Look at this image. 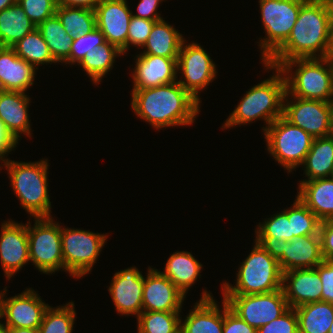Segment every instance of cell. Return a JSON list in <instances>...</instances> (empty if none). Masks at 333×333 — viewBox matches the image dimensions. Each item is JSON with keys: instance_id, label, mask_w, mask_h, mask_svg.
Returning <instances> with one entry per match:
<instances>
[{"instance_id": "cell-5", "label": "cell", "mask_w": 333, "mask_h": 333, "mask_svg": "<svg viewBox=\"0 0 333 333\" xmlns=\"http://www.w3.org/2000/svg\"><path fill=\"white\" fill-rule=\"evenodd\" d=\"M2 166L6 167L11 187L25 211L34 218L51 217L47 159L37 162L8 159Z\"/></svg>"}, {"instance_id": "cell-39", "label": "cell", "mask_w": 333, "mask_h": 333, "mask_svg": "<svg viewBox=\"0 0 333 333\" xmlns=\"http://www.w3.org/2000/svg\"><path fill=\"white\" fill-rule=\"evenodd\" d=\"M104 43H106L105 36L96 27L85 35L73 39L69 58L64 63L71 65L75 63L79 64L87 52L96 49V46Z\"/></svg>"}, {"instance_id": "cell-49", "label": "cell", "mask_w": 333, "mask_h": 333, "mask_svg": "<svg viewBox=\"0 0 333 333\" xmlns=\"http://www.w3.org/2000/svg\"><path fill=\"white\" fill-rule=\"evenodd\" d=\"M8 333H40V332L38 329L8 327Z\"/></svg>"}, {"instance_id": "cell-55", "label": "cell", "mask_w": 333, "mask_h": 333, "mask_svg": "<svg viewBox=\"0 0 333 333\" xmlns=\"http://www.w3.org/2000/svg\"><path fill=\"white\" fill-rule=\"evenodd\" d=\"M329 5L333 8V0H329Z\"/></svg>"}, {"instance_id": "cell-4", "label": "cell", "mask_w": 333, "mask_h": 333, "mask_svg": "<svg viewBox=\"0 0 333 333\" xmlns=\"http://www.w3.org/2000/svg\"><path fill=\"white\" fill-rule=\"evenodd\" d=\"M236 284L228 282L222 285V295H254L282 289L283 272L273 248L255 245L241 263Z\"/></svg>"}, {"instance_id": "cell-20", "label": "cell", "mask_w": 333, "mask_h": 333, "mask_svg": "<svg viewBox=\"0 0 333 333\" xmlns=\"http://www.w3.org/2000/svg\"><path fill=\"white\" fill-rule=\"evenodd\" d=\"M178 58L138 54L133 69V89L153 88L177 81Z\"/></svg>"}, {"instance_id": "cell-2", "label": "cell", "mask_w": 333, "mask_h": 333, "mask_svg": "<svg viewBox=\"0 0 333 333\" xmlns=\"http://www.w3.org/2000/svg\"><path fill=\"white\" fill-rule=\"evenodd\" d=\"M131 106L135 114L156 130L194 123L200 102L178 80L162 86L132 89Z\"/></svg>"}, {"instance_id": "cell-41", "label": "cell", "mask_w": 333, "mask_h": 333, "mask_svg": "<svg viewBox=\"0 0 333 333\" xmlns=\"http://www.w3.org/2000/svg\"><path fill=\"white\" fill-rule=\"evenodd\" d=\"M257 333H299L298 316L294 308L257 329Z\"/></svg>"}, {"instance_id": "cell-37", "label": "cell", "mask_w": 333, "mask_h": 333, "mask_svg": "<svg viewBox=\"0 0 333 333\" xmlns=\"http://www.w3.org/2000/svg\"><path fill=\"white\" fill-rule=\"evenodd\" d=\"M73 302L64 306L51 307L45 311L42 323L38 330L40 333H72L76 317Z\"/></svg>"}, {"instance_id": "cell-53", "label": "cell", "mask_w": 333, "mask_h": 333, "mask_svg": "<svg viewBox=\"0 0 333 333\" xmlns=\"http://www.w3.org/2000/svg\"><path fill=\"white\" fill-rule=\"evenodd\" d=\"M0 333H8V326L0 322Z\"/></svg>"}, {"instance_id": "cell-28", "label": "cell", "mask_w": 333, "mask_h": 333, "mask_svg": "<svg viewBox=\"0 0 333 333\" xmlns=\"http://www.w3.org/2000/svg\"><path fill=\"white\" fill-rule=\"evenodd\" d=\"M37 26L19 3L0 11V47H12Z\"/></svg>"}, {"instance_id": "cell-21", "label": "cell", "mask_w": 333, "mask_h": 333, "mask_svg": "<svg viewBox=\"0 0 333 333\" xmlns=\"http://www.w3.org/2000/svg\"><path fill=\"white\" fill-rule=\"evenodd\" d=\"M282 290L290 308L322 301L323 285L316 268L284 272Z\"/></svg>"}, {"instance_id": "cell-46", "label": "cell", "mask_w": 333, "mask_h": 333, "mask_svg": "<svg viewBox=\"0 0 333 333\" xmlns=\"http://www.w3.org/2000/svg\"><path fill=\"white\" fill-rule=\"evenodd\" d=\"M163 0H140V2L137 5V14L132 15L134 17H140L143 19H147L150 21H159L163 18L160 16L159 13H157V8L159 6V3H161Z\"/></svg>"}, {"instance_id": "cell-14", "label": "cell", "mask_w": 333, "mask_h": 333, "mask_svg": "<svg viewBox=\"0 0 333 333\" xmlns=\"http://www.w3.org/2000/svg\"><path fill=\"white\" fill-rule=\"evenodd\" d=\"M6 288L1 291L0 319L5 318L4 324L11 328L38 329L49 305L31 288L6 299Z\"/></svg>"}, {"instance_id": "cell-45", "label": "cell", "mask_w": 333, "mask_h": 333, "mask_svg": "<svg viewBox=\"0 0 333 333\" xmlns=\"http://www.w3.org/2000/svg\"><path fill=\"white\" fill-rule=\"evenodd\" d=\"M319 236L324 260H333V222L331 220L320 223Z\"/></svg>"}, {"instance_id": "cell-48", "label": "cell", "mask_w": 333, "mask_h": 333, "mask_svg": "<svg viewBox=\"0 0 333 333\" xmlns=\"http://www.w3.org/2000/svg\"><path fill=\"white\" fill-rule=\"evenodd\" d=\"M101 0H55L57 7H77L94 10Z\"/></svg>"}, {"instance_id": "cell-25", "label": "cell", "mask_w": 333, "mask_h": 333, "mask_svg": "<svg viewBox=\"0 0 333 333\" xmlns=\"http://www.w3.org/2000/svg\"><path fill=\"white\" fill-rule=\"evenodd\" d=\"M299 199L322 222L333 217V179L319 178L300 181Z\"/></svg>"}, {"instance_id": "cell-22", "label": "cell", "mask_w": 333, "mask_h": 333, "mask_svg": "<svg viewBox=\"0 0 333 333\" xmlns=\"http://www.w3.org/2000/svg\"><path fill=\"white\" fill-rule=\"evenodd\" d=\"M201 294V299L189 311L184 321L180 319V333H223L224 299L220 310L212 293L204 290Z\"/></svg>"}, {"instance_id": "cell-15", "label": "cell", "mask_w": 333, "mask_h": 333, "mask_svg": "<svg viewBox=\"0 0 333 333\" xmlns=\"http://www.w3.org/2000/svg\"><path fill=\"white\" fill-rule=\"evenodd\" d=\"M96 27L105 36L106 42L127 52L128 27L132 17L127 0H101L94 9Z\"/></svg>"}, {"instance_id": "cell-33", "label": "cell", "mask_w": 333, "mask_h": 333, "mask_svg": "<svg viewBox=\"0 0 333 333\" xmlns=\"http://www.w3.org/2000/svg\"><path fill=\"white\" fill-rule=\"evenodd\" d=\"M273 215L257 225L254 240L271 248L279 242L294 239V235H291V219H288V209Z\"/></svg>"}, {"instance_id": "cell-50", "label": "cell", "mask_w": 333, "mask_h": 333, "mask_svg": "<svg viewBox=\"0 0 333 333\" xmlns=\"http://www.w3.org/2000/svg\"><path fill=\"white\" fill-rule=\"evenodd\" d=\"M17 3V0H0V11Z\"/></svg>"}, {"instance_id": "cell-13", "label": "cell", "mask_w": 333, "mask_h": 333, "mask_svg": "<svg viewBox=\"0 0 333 333\" xmlns=\"http://www.w3.org/2000/svg\"><path fill=\"white\" fill-rule=\"evenodd\" d=\"M185 41L177 60V71L182 73L184 80L179 79L178 83L201 103L198 93L217 76L216 65L203 47L194 42L186 44Z\"/></svg>"}, {"instance_id": "cell-26", "label": "cell", "mask_w": 333, "mask_h": 333, "mask_svg": "<svg viewBox=\"0 0 333 333\" xmlns=\"http://www.w3.org/2000/svg\"><path fill=\"white\" fill-rule=\"evenodd\" d=\"M184 40L178 30L162 19L154 23L151 33L142 47L145 50L141 54L178 58Z\"/></svg>"}, {"instance_id": "cell-11", "label": "cell", "mask_w": 333, "mask_h": 333, "mask_svg": "<svg viewBox=\"0 0 333 333\" xmlns=\"http://www.w3.org/2000/svg\"><path fill=\"white\" fill-rule=\"evenodd\" d=\"M229 309L258 329L283 315L290 307L282 289L254 295H223Z\"/></svg>"}, {"instance_id": "cell-43", "label": "cell", "mask_w": 333, "mask_h": 333, "mask_svg": "<svg viewBox=\"0 0 333 333\" xmlns=\"http://www.w3.org/2000/svg\"><path fill=\"white\" fill-rule=\"evenodd\" d=\"M315 268L323 285L322 301L333 305V260H323Z\"/></svg>"}, {"instance_id": "cell-9", "label": "cell", "mask_w": 333, "mask_h": 333, "mask_svg": "<svg viewBox=\"0 0 333 333\" xmlns=\"http://www.w3.org/2000/svg\"><path fill=\"white\" fill-rule=\"evenodd\" d=\"M303 4L300 0H259L267 36L258 42L263 63L288 39Z\"/></svg>"}, {"instance_id": "cell-3", "label": "cell", "mask_w": 333, "mask_h": 333, "mask_svg": "<svg viewBox=\"0 0 333 333\" xmlns=\"http://www.w3.org/2000/svg\"><path fill=\"white\" fill-rule=\"evenodd\" d=\"M264 66L270 71L274 69L276 74L246 92L237 107L226 119L222 126L224 129L262 119L267 125L262 128L263 132H265L270 124L282 117L286 94L284 74L279 68L272 67L265 62Z\"/></svg>"}, {"instance_id": "cell-27", "label": "cell", "mask_w": 333, "mask_h": 333, "mask_svg": "<svg viewBox=\"0 0 333 333\" xmlns=\"http://www.w3.org/2000/svg\"><path fill=\"white\" fill-rule=\"evenodd\" d=\"M202 264L187 251L173 253L167 260L164 272H161L169 278L174 285L186 296L188 289L195 283Z\"/></svg>"}, {"instance_id": "cell-23", "label": "cell", "mask_w": 333, "mask_h": 333, "mask_svg": "<svg viewBox=\"0 0 333 333\" xmlns=\"http://www.w3.org/2000/svg\"><path fill=\"white\" fill-rule=\"evenodd\" d=\"M36 69L17 56L10 47H0V90L26 92L35 79Z\"/></svg>"}, {"instance_id": "cell-38", "label": "cell", "mask_w": 333, "mask_h": 333, "mask_svg": "<svg viewBox=\"0 0 333 333\" xmlns=\"http://www.w3.org/2000/svg\"><path fill=\"white\" fill-rule=\"evenodd\" d=\"M288 219H291V235H294V238L319 235L321 221L298 196L291 208H288Z\"/></svg>"}, {"instance_id": "cell-12", "label": "cell", "mask_w": 333, "mask_h": 333, "mask_svg": "<svg viewBox=\"0 0 333 333\" xmlns=\"http://www.w3.org/2000/svg\"><path fill=\"white\" fill-rule=\"evenodd\" d=\"M289 97L286 93L282 114L285 120L294 126L300 127L313 138L332 135L329 102Z\"/></svg>"}, {"instance_id": "cell-30", "label": "cell", "mask_w": 333, "mask_h": 333, "mask_svg": "<svg viewBox=\"0 0 333 333\" xmlns=\"http://www.w3.org/2000/svg\"><path fill=\"white\" fill-rule=\"evenodd\" d=\"M298 316L299 333H328L333 322V305L312 302L294 308Z\"/></svg>"}, {"instance_id": "cell-18", "label": "cell", "mask_w": 333, "mask_h": 333, "mask_svg": "<svg viewBox=\"0 0 333 333\" xmlns=\"http://www.w3.org/2000/svg\"><path fill=\"white\" fill-rule=\"evenodd\" d=\"M144 280L145 277L136 267L114 274L108 290L118 313L138 317L143 312Z\"/></svg>"}, {"instance_id": "cell-31", "label": "cell", "mask_w": 333, "mask_h": 333, "mask_svg": "<svg viewBox=\"0 0 333 333\" xmlns=\"http://www.w3.org/2000/svg\"><path fill=\"white\" fill-rule=\"evenodd\" d=\"M56 62H65L70 55L73 37L66 33L61 20L54 14L37 26Z\"/></svg>"}, {"instance_id": "cell-34", "label": "cell", "mask_w": 333, "mask_h": 333, "mask_svg": "<svg viewBox=\"0 0 333 333\" xmlns=\"http://www.w3.org/2000/svg\"><path fill=\"white\" fill-rule=\"evenodd\" d=\"M18 57L35 67L44 64L57 63L43 39L40 31L35 28L11 47Z\"/></svg>"}, {"instance_id": "cell-54", "label": "cell", "mask_w": 333, "mask_h": 333, "mask_svg": "<svg viewBox=\"0 0 333 333\" xmlns=\"http://www.w3.org/2000/svg\"><path fill=\"white\" fill-rule=\"evenodd\" d=\"M328 333H333V322L331 323L330 325V329H329V332Z\"/></svg>"}, {"instance_id": "cell-36", "label": "cell", "mask_w": 333, "mask_h": 333, "mask_svg": "<svg viewBox=\"0 0 333 333\" xmlns=\"http://www.w3.org/2000/svg\"><path fill=\"white\" fill-rule=\"evenodd\" d=\"M180 312L143 311L137 317L138 333H180Z\"/></svg>"}, {"instance_id": "cell-47", "label": "cell", "mask_w": 333, "mask_h": 333, "mask_svg": "<svg viewBox=\"0 0 333 333\" xmlns=\"http://www.w3.org/2000/svg\"><path fill=\"white\" fill-rule=\"evenodd\" d=\"M18 142L13 136L7 131L4 123L0 119V160L4 163L8 160L7 153L11 152ZM6 156V157H5Z\"/></svg>"}, {"instance_id": "cell-24", "label": "cell", "mask_w": 333, "mask_h": 333, "mask_svg": "<svg viewBox=\"0 0 333 333\" xmlns=\"http://www.w3.org/2000/svg\"><path fill=\"white\" fill-rule=\"evenodd\" d=\"M29 101V96L24 92L0 90V119L17 142L22 133L31 137Z\"/></svg>"}, {"instance_id": "cell-19", "label": "cell", "mask_w": 333, "mask_h": 333, "mask_svg": "<svg viewBox=\"0 0 333 333\" xmlns=\"http://www.w3.org/2000/svg\"><path fill=\"white\" fill-rule=\"evenodd\" d=\"M0 261L8 280L30 261L27 224L5 221L0 233Z\"/></svg>"}, {"instance_id": "cell-52", "label": "cell", "mask_w": 333, "mask_h": 333, "mask_svg": "<svg viewBox=\"0 0 333 333\" xmlns=\"http://www.w3.org/2000/svg\"><path fill=\"white\" fill-rule=\"evenodd\" d=\"M330 110H331V129L333 135V98L329 102Z\"/></svg>"}, {"instance_id": "cell-17", "label": "cell", "mask_w": 333, "mask_h": 333, "mask_svg": "<svg viewBox=\"0 0 333 333\" xmlns=\"http://www.w3.org/2000/svg\"><path fill=\"white\" fill-rule=\"evenodd\" d=\"M185 297L161 271L148 267L143 285V311L181 312Z\"/></svg>"}, {"instance_id": "cell-32", "label": "cell", "mask_w": 333, "mask_h": 333, "mask_svg": "<svg viewBox=\"0 0 333 333\" xmlns=\"http://www.w3.org/2000/svg\"><path fill=\"white\" fill-rule=\"evenodd\" d=\"M120 55L123 56V53L117 46L106 42L87 52L78 65L86 71L93 83L99 84L102 77L112 70L115 59Z\"/></svg>"}, {"instance_id": "cell-6", "label": "cell", "mask_w": 333, "mask_h": 333, "mask_svg": "<svg viewBox=\"0 0 333 333\" xmlns=\"http://www.w3.org/2000/svg\"><path fill=\"white\" fill-rule=\"evenodd\" d=\"M294 66L297 67L292 75ZM279 69L284 74L286 93L289 96L325 102H330L332 99L333 65L331 56L327 58L293 59L284 62Z\"/></svg>"}, {"instance_id": "cell-7", "label": "cell", "mask_w": 333, "mask_h": 333, "mask_svg": "<svg viewBox=\"0 0 333 333\" xmlns=\"http://www.w3.org/2000/svg\"><path fill=\"white\" fill-rule=\"evenodd\" d=\"M267 150L289 173L302 165L314 138L300 127L279 117L264 132Z\"/></svg>"}, {"instance_id": "cell-51", "label": "cell", "mask_w": 333, "mask_h": 333, "mask_svg": "<svg viewBox=\"0 0 333 333\" xmlns=\"http://www.w3.org/2000/svg\"><path fill=\"white\" fill-rule=\"evenodd\" d=\"M303 3H323V4H329V0H300Z\"/></svg>"}, {"instance_id": "cell-1", "label": "cell", "mask_w": 333, "mask_h": 333, "mask_svg": "<svg viewBox=\"0 0 333 333\" xmlns=\"http://www.w3.org/2000/svg\"><path fill=\"white\" fill-rule=\"evenodd\" d=\"M332 54L333 8L329 4L304 3L288 39L265 63L279 68L293 59L327 58Z\"/></svg>"}, {"instance_id": "cell-8", "label": "cell", "mask_w": 333, "mask_h": 333, "mask_svg": "<svg viewBox=\"0 0 333 333\" xmlns=\"http://www.w3.org/2000/svg\"><path fill=\"white\" fill-rule=\"evenodd\" d=\"M53 217L34 218L35 224L27 222L29 259L44 274L64 270L61 243V227ZM30 225V226H29Z\"/></svg>"}, {"instance_id": "cell-10", "label": "cell", "mask_w": 333, "mask_h": 333, "mask_svg": "<svg viewBox=\"0 0 333 333\" xmlns=\"http://www.w3.org/2000/svg\"><path fill=\"white\" fill-rule=\"evenodd\" d=\"M107 237L108 235L89 230L61 228L64 271L76 278L88 274L96 263Z\"/></svg>"}, {"instance_id": "cell-40", "label": "cell", "mask_w": 333, "mask_h": 333, "mask_svg": "<svg viewBox=\"0 0 333 333\" xmlns=\"http://www.w3.org/2000/svg\"><path fill=\"white\" fill-rule=\"evenodd\" d=\"M17 2L36 26L56 14L55 0H17Z\"/></svg>"}, {"instance_id": "cell-16", "label": "cell", "mask_w": 333, "mask_h": 333, "mask_svg": "<svg viewBox=\"0 0 333 333\" xmlns=\"http://www.w3.org/2000/svg\"><path fill=\"white\" fill-rule=\"evenodd\" d=\"M282 272L315 268L323 260L319 235H307L279 242L273 247Z\"/></svg>"}, {"instance_id": "cell-44", "label": "cell", "mask_w": 333, "mask_h": 333, "mask_svg": "<svg viewBox=\"0 0 333 333\" xmlns=\"http://www.w3.org/2000/svg\"><path fill=\"white\" fill-rule=\"evenodd\" d=\"M223 333H257V329L234 314L224 300Z\"/></svg>"}, {"instance_id": "cell-42", "label": "cell", "mask_w": 333, "mask_h": 333, "mask_svg": "<svg viewBox=\"0 0 333 333\" xmlns=\"http://www.w3.org/2000/svg\"><path fill=\"white\" fill-rule=\"evenodd\" d=\"M156 21H150L140 17H134L132 15L127 36V51L130 48V44L135 47H143L146 43L152 27Z\"/></svg>"}, {"instance_id": "cell-35", "label": "cell", "mask_w": 333, "mask_h": 333, "mask_svg": "<svg viewBox=\"0 0 333 333\" xmlns=\"http://www.w3.org/2000/svg\"><path fill=\"white\" fill-rule=\"evenodd\" d=\"M56 14L68 35L73 38L83 36L96 28L95 12L77 7H57Z\"/></svg>"}, {"instance_id": "cell-29", "label": "cell", "mask_w": 333, "mask_h": 333, "mask_svg": "<svg viewBox=\"0 0 333 333\" xmlns=\"http://www.w3.org/2000/svg\"><path fill=\"white\" fill-rule=\"evenodd\" d=\"M302 165L307 180L330 177L333 171V135L314 138Z\"/></svg>"}]
</instances>
